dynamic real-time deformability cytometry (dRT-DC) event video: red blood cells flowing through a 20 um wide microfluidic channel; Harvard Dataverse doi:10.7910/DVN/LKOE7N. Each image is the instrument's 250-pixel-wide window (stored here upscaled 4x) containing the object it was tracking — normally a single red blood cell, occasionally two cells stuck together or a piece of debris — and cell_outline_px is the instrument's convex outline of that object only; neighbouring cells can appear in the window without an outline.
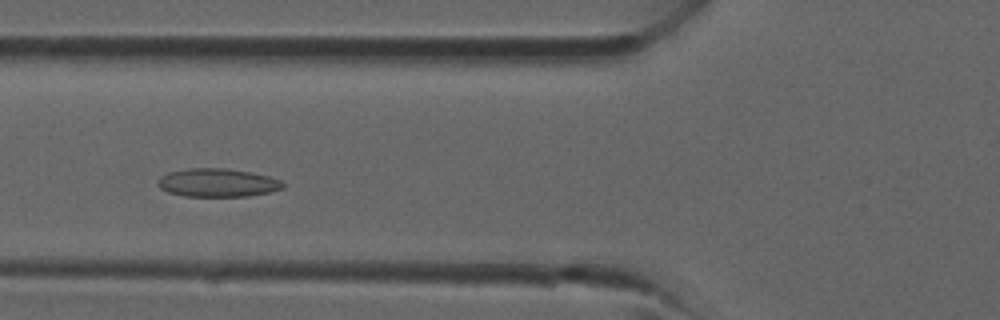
{"species": "common noctule bat (a hibernating species)", "species_latin": "Nyctalus noctula", "temperature_condition": "room temperature", "stored_images_in_passage": 34, "camera_frame_rate_fps": 3000, "um_per_image_px": 0.085, "animal": {"sex": "male", "forearm_length_mm": 52.5}, "frame": {"image": 1, "passage_image": 10, "time_ms": 3.0, "image_size_px": [1000, 320], "cell_outline_px": [[284, 188], [272, 192], [248, 196], [184, 196], [168, 192], [160, 188], [156, 184], [156, 180], [160, 176], [168, 172], [188, 168], [224, 168], [252, 172], [268, 176], [280, 180], [284, 184]], "centroid_in_image_um": [18.47, 15.53], "position_along_channel_um": 107.3, "area_um2": 20.87}}
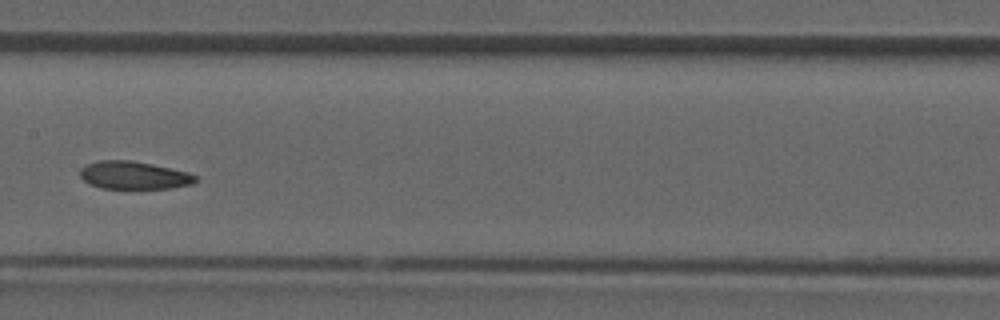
{"frame": {"image": 2, "passage_image": 15, "time_ms": 4.667, "image_size_px": [1000, 320], "cell_outline_px": [[196, 180], [192, 184], [168, 188], [100, 188], [88, 184], [80, 176], [80, 168], [84, 164], [100, 160], [132, 160], [152, 164], [188, 172], [196, 176]], "centroid_in_image_um": [11.32, 14.89], "position_along_channel_um": 196.1, "area_um2": 18.73}}